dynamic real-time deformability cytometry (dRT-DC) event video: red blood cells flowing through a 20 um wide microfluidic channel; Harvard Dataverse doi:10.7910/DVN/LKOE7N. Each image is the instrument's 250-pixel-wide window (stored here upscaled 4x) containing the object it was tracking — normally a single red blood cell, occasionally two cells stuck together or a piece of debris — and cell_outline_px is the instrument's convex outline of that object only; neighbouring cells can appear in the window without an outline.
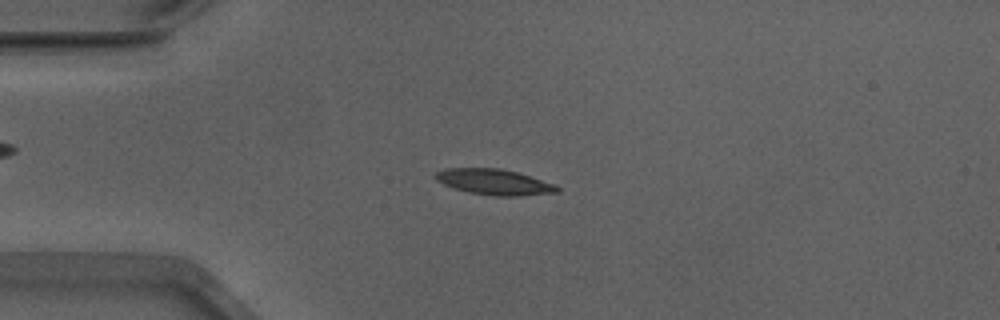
{"species": "Egyptian fruit bat (a non-hibernating species)", "species_latin": "Rousettus aegyptiacus", "temperature_condition": "warm", "stored_images_in_passage": 53, "camera_frame_rate_fps": 3000, "um_per_image_px": 0.085, "animal": {"sex": "male"}, "frame": {"image": 1, "passage_image": 13, "time_ms": 4.0, "image_size_px": [1000, 320], "cell_outline_px": [[560, 192], [520, 196], [496, 196], [468, 192], [452, 188], [436, 180], [432, 176], [436, 172], [444, 168], [500, 168], [516, 172], [556, 184], [560, 188]], "centroid_in_image_um": [41.99, 15.47], "position_along_channel_um": 43.0, "area_um2": 18.38}}
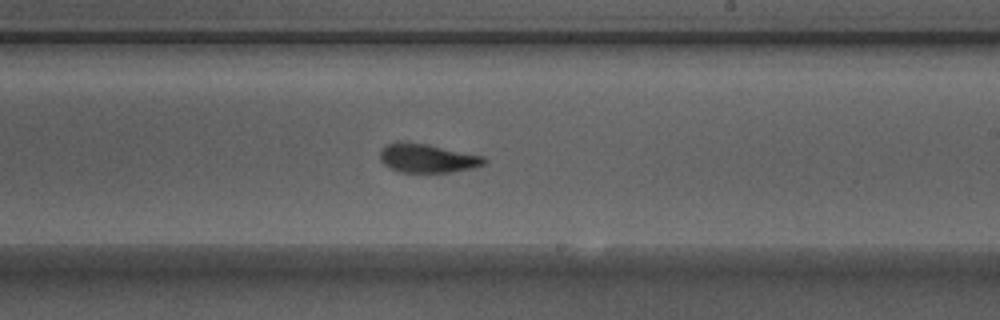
{"frame": {"image": 2, "passage_image": 31, "time_ms": 10.0, "image_size_px": [1000, 320], "cell_outline_px": [[488, 160], [484, 164], [472, 168], [452, 172], [400, 172], [384, 164], [380, 160], [380, 148], [396, 140], [428, 144], [484, 156]], "centroid_in_image_um": [36.31, 13.43], "position_along_channel_um": 252.7, "area_um2": 17.63}}
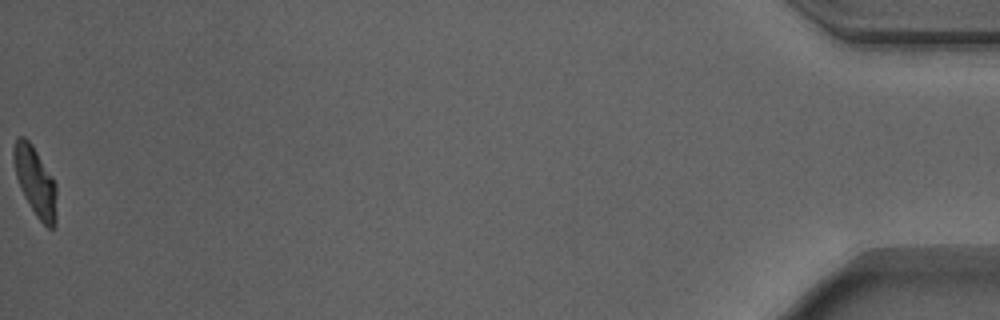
{"frame": {"image": 3, "passage_image": 53, "time_ms": 17.333, "image_size_px": [1000, 320], "cell_outline_px": [[56, 224], [52, 228], [48, 228], [36, 216], [24, 196], [20, 188], [16, 176], [12, 156], [12, 148], [16, 140], [20, 136], [24, 136], [32, 144], [52, 176], [56, 184]], "centroid_in_image_um": [2.99, 15.42], "position_along_channel_um": 432.2, "area_um2": 17.34}, "authors_computed_cell_mechanics": {"area_um2": 17.3978, "velocity_mm_per_s": 3.874, "shape_relaxation_time_tau1_ms": 7.3816, "shape_relaxation_time_tau2_ms": 1.5911, "deformation_change_tau1": 0.2331, "deformation_change_tau2": 0.0718}}